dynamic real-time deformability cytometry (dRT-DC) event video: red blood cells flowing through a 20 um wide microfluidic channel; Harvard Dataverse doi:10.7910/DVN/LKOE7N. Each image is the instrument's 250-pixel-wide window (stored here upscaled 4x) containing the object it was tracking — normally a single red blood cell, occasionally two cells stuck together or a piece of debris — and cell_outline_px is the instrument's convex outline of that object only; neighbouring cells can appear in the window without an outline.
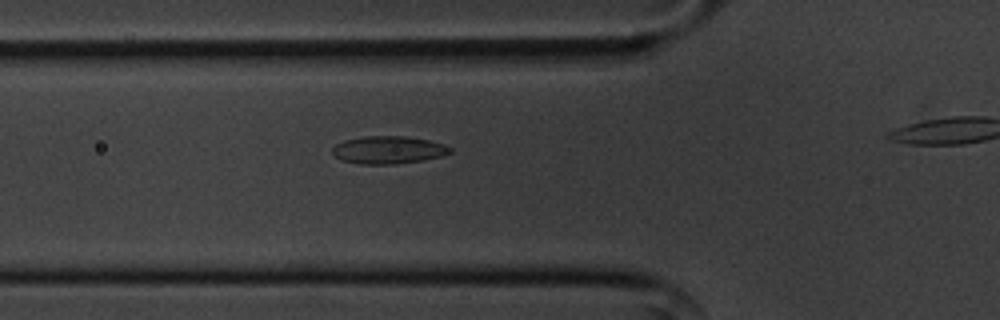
{"species": "common noctule bat (a hibernating species)", "species_latin": "Nyctalus noctula", "temperature_condition": "cold", "stored_images_in_passage": 32, "segment_of_instrument_passage": [1, 2], "camera_frame_rate_fps": 3000, "um_per_image_px": 0.085, "animal": {"sex": "male", "body_mass_g": 20.1, "forearm_length_mm": 53.5}, "frame": {"image": 1, "passage_image": 6, "time_ms": 1.667, "image_size_px": [1000, 320], "cell_outline_px": [[452, 152], [444, 156], [396, 164], [360, 164], [340, 160], [332, 152], [332, 148], [336, 144], [344, 140], [360, 136], [408, 136], [428, 140], [444, 144], [452, 148]], "centroid_in_image_um": [33.01, 12.74], "position_along_channel_um": 92.8, "area_um2": 19.13}}
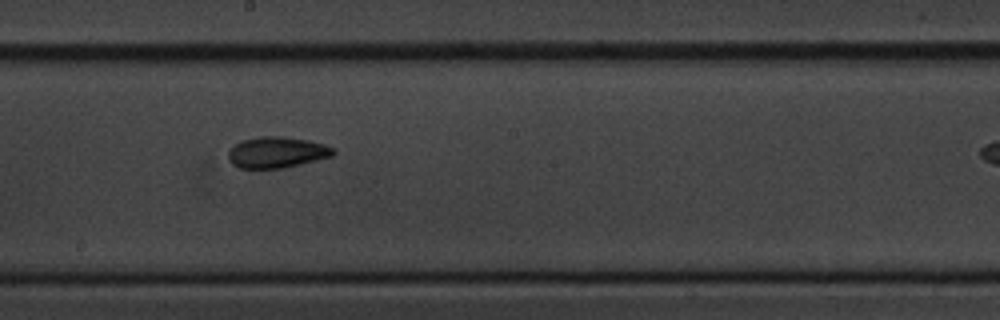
{"frame": {"image": 2, "passage_image": 17, "time_ms": 5.333, "image_size_px": [1000, 320], "cell_outline_px": [[336, 152], [332, 156], [284, 168], [240, 168], [232, 164], [228, 160], [228, 152], [240, 140], [264, 136], [280, 136], [308, 140], [324, 144], [332, 148]], "centroid_in_image_um": [23.51, 12.95], "position_along_channel_um": 224.7, "area_um2": 18.9}}
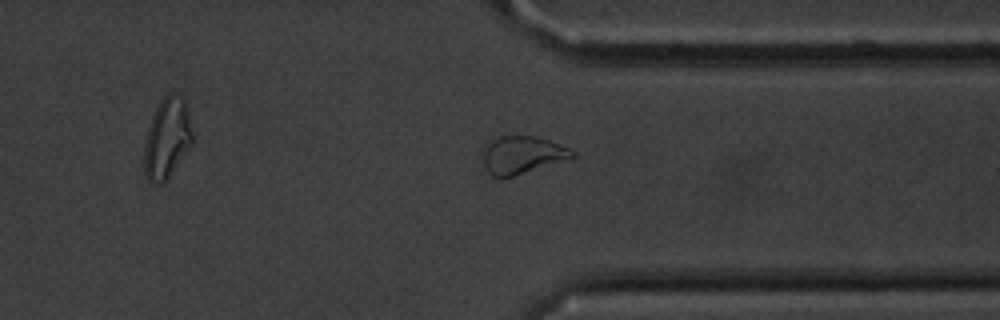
{"frame": {"image": 3, "passage_image": 29, "time_ms": 9.333, "image_size_px": [1000, 320], "cell_outline_px": [[576, 156], [512, 176], [492, 176], [488, 172], [484, 164], [484, 144], [492, 136], [536, 136], [548, 140], [568, 148], [576, 152]], "centroid_in_image_um": [44.34, 13.13], "position_along_channel_um": 367.1, "area_um2": 19.31}}